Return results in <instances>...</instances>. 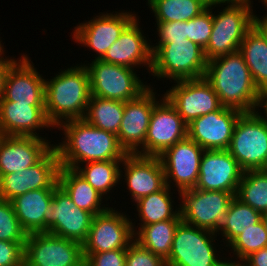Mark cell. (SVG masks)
<instances>
[{
	"label": "cell",
	"instance_id": "1",
	"mask_svg": "<svg viewBox=\"0 0 267 266\" xmlns=\"http://www.w3.org/2000/svg\"><path fill=\"white\" fill-rule=\"evenodd\" d=\"M58 128H62L65 135V141L54 145L61 167L76 169L80 163L123 160L127 155L117 135L98 129L85 119L63 121Z\"/></svg>",
	"mask_w": 267,
	"mask_h": 266
},
{
	"label": "cell",
	"instance_id": "2",
	"mask_svg": "<svg viewBox=\"0 0 267 266\" xmlns=\"http://www.w3.org/2000/svg\"><path fill=\"white\" fill-rule=\"evenodd\" d=\"M204 78L211 84L222 106L242 112L259 109L262 94L239 50L207 61Z\"/></svg>",
	"mask_w": 267,
	"mask_h": 266
},
{
	"label": "cell",
	"instance_id": "3",
	"mask_svg": "<svg viewBox=\"0 0 267 266\" xmlns=\"http://www.w3.org/2000/svg\"><path fill=\"white\" fill-rule=\"evenodd\" d=\"M90 96V76L84 64L67 68L49 81L45 80L48 121L58 127L63 120L84 119Z\"/></svg>",
	"mask_w": 267,
	"mask_h": 266
},
{
	"label": "cell",
	"instance_id": "4",
	"mask_svg": "<svg viewBox=\"0 0 267 266\" xmlns=\"http://www.w3.org/2000/svg\"><path fill=\"white\" fill-rule=\"evenodd\" d=\"M152 69L155 77L170 80L202 78L207 60L204 49L190 40H172L171 43L151 45Z\"/></svg>",
	"mask_w": 267,
	"mask_h": 266
},
{
	"label": "cell",
	"instance_id": "5",
	"mask_svg": "<svg viewBox=\"0 0 267 266\" xmlns=\"http://www.w3.org/2000/svg\"><path fill=\"white\" fill-rule=\"evenodd\" d=\"M251 0H225L228 5L213 14V27L207 47V61L238 51L246 33L253 27Z\"/></svg>",
	"mask_w": 267,
	"mask_h": 266
},
{
	"label": "cell",
	"instance_id": "6",
	"mask_svg": "<svg viewBox=\"0 0 267 266\" xmlns=\"http://www.w3.org/2000/svg\"><path fill=\"white\" fill-rule=\"evenodd\" d=\"M229 153L243 171L267 165V119L258 111L243 112L234 127Z\"/></svg>",
	"mask_w": 267,
	"mask_h": 266
},
{
	"label": "cell",
	"instance_id": "7",
	"mask_svg": "<svg viewBox=\"0 0 267 266\" xmlns=\"http://www.w3.org/2000/svg\"><path fill=\"white\" fill-rule=\"evenodd\" d=\"M182 198L180 217L188 225L216 234L225 222L231 200L235 197L225 191L199 190L196 188L179 192Z\"/></svg>",
	"mask_w": 267,
	"mask_h": 266
},
{
	"label": "cell",
	"instance_id": "8",
	"mask_svg": "<svg viewBox=\"0 0 267 266\" xmlns=\"http://www.w3.org/2000/svg\"><path fill=\"white\" fill-rule=\"evenodd\" d=\"M91 96L129 101L137 98L149 86L137 77L135 69L95 59L88 66Z\"/></svg>",
	"mask_w": 267,
	"mask_h": 266
},
{
	"label": "cell",
	"instance_id": "9",
	"mask_svg": "<svg viewBox=\"0 0 267 266\" xmlns=\"http://www.w3.org/2000/svg\"><path fill=\"white\" fill-rule=\"evenodd\" d=\"M215 235L182 221L175 231L166 266H221L224 261L216 256L217 250L212 243Z\"/></svg>",
	"mask_w": 267,
	"mask_h": 266
},
{
	"label": "cell",
	"instance_id": "10",
	"mask_svg": "<svg viewBox=\"0 0 267 266\" xmlns=\"http://www.w3.org/2000/svg\"><path fill=\"white\" fill-rule=\"evenodd\" d=\"M82 244L47 232L27 235L24 266H84Z\"/></svg>",
	"mask_w": 267,
	"mask_h": 266
},
{
	"label": "cell",
	"instance_id": "11",
	"mask_svg": "<svg viewBox=\"0 0 267 266\" xmlns=\"http://www.w3.org/2000/svg\"><path fill=\"white\" fill-rule=\"evenodd\" d=\"M60 161L53 146L36 164L23 171L0 175V199L12 201L15 197L37 189H55L58 186Z\"/></svg>",
	"mask_w": 267,
	"mask_h": 266
},
{
	"label": "cell",
	"instance_id": "12",
	"mask_svg": "<svg viewBox=\"0 0 267 266\" xmlns=\"http://www.w3.org/2000/svg\"><path fill=\"white\" fill-rule=\"evenodd\" d=\"M125 214L113 208L93 217L86 240L82 243L83 254H94L116 249H127L134 241L136 229Z\"/></svg>",
	"mask_w": 267,
	"mask_h": 266
},
{
	"label": "cell",
	"instance_id": "13",
	"mask_svg": "<svg viewBox=\"0 0 267 266\" xmlns=\"http://www.w3.org/2000/svg\"><path fill=\"white\" fill-rule=\"evenodd\" d=\"M93 217L92 213L77 207L58 185L50 202L46 232L82 244L88 236Z\"/></svg>",
	"mask_w": 267,
	"mask_h": 266
},
{
	"label": "cell",
	"instance_id": "14",
	"mask_svg": "<svg viewBox=\"0 0 267 266\" xmlns=\"http://www.w3.org/2000/svg\"><path fill=\"white\" fill-rule=\"evenodd\" d=\"M164 97L189 124L192 120L218 110L222 105L211 84L204 78L174 81Z\"/></svg>",
	"mask_w": 267,
	"mask_h": 266
},
{
	"label": "cell",
	"instance_id": "15",
	"mask_svg": "<svg viewBox=\"0 0 267 266\" xmlns=\"http://www.w3.org/2000/svg\"><path fill=\"white\" fill-rule=\"evenodd\" d=\"M151 88L149 86L137 98L125 102L117 139L127 154L144 156V142L151 113L158 103L156 93Z\"/></svg>",
	"mask_w": 267,
	"mask_h": 266
},
{
	"label": "cell",
	"instance_id": "16",
	"mask_svg": "<svg viewBox=\"0 0 267 266\" xmlns=\"http://www.w3.org/2000/svg\"><path fill=\"white\" fill-rule=\"evenodd\" d=\"M203 153L201 146L186 137L158 156L164 169L166 185L171 187L170 183L174 182L178 192L195 188Z\"/></svg>",
	"mask_w": 267,
	"mask_h": 266
},
{
	"label": "cell",
	"instance_id": "17",
	"mask_svg": "<svg viewBox=\"0 0 267 266\" xmlns=\"http://www.w3.org/2000/svg\"><path fill=\"white\" fill-rule=\"evenodd\" d=\"M160 101L151 113L144 142V156L158 157L187 137L188 124L164 96Z\"/></svg>",
	"mask_w": 267,
	"mask_h": 266
},
{
	"label": "cell",
	"instance_id": "18",
	"mask_svg": "<svg viewBox=\"0 0 267 266\" xmlns=\"http://www.w3.org/2000/svg\"><path fill=\"white\" fill-rule=\"evenodd\" d=\"M242 113L221 106L216 111L192 120L187 127V137L204 150H228L235 124Z\"/></svg>",
	"mask_w": 267,
	"mask_h": 266
},
{
	"label": "cell",
	"instance_id": "19",
	"mask_svg": "<svg viewBox=\"0 0 267 266\" xmlns=\"http://www.w3.org/2000/svg\"><path fill=\"white\" fill-rule=\"evenodd\" d=\"M243 173L228 150H204L195 188L225 191L235 196Z\"/></svg>",
	"mask_w": 267,
	"mask_h": 266
},
{
	"label": "cell",
	"instance_id": "20",
	"mask_svg": "<svg viewBox=\"0 0 267 266\" xmlns=\"http://www.w3.org/2000/svg\"><path fill=\"white\" fill-rule=\"evenodd\" d=\"M96 17L77 25L72 32V38L79 44L91 48L98 55L96 59H101L136 15L121 11L116 14L101 13Z\"/></svg>",
	"mask_w": 267,
	"mask_h": 266
},
{
	"label": "cell",
	"instance_id": "21",
	"mask_svg": "<svg viewBox=\"0 0 267 266\" xmlns=\"http://www.w3.org/2000/svg\"><path fill=\"white\" fill-rule=\"evenodd\" d=\"M21 56L7 74L0 100L45 105V79L30 63L27 55Z\"/></svg>",
	"mask_w": 267,
	"mask_h": 266
},
{
	"label": "cell",
	"instance_id": "22",
	"mask_svg": "<svg viewBox=\"0 0 267 266\" xmlns=\"http://www.w3.org/2000/svg\"><path fill=\"white\" fill-rule=\"evenodd\" d=\"M124 179L136 202L161 190L165 185V174L159 157L127 154L123 161Z\"/></svg>",
	"mask_w": 267,
	"mask_h": 266
},
{
	"label": "cell",
	"instance_id": "23",
	"mask_svg": "<svg viewBox=\"0 0 267 266\" xmlns=\"http://www.w3.org/2000/svg\"><path fill=\"white\" fill-rule=\"evenodd\" d=\"M50 127L45 105L0 100V131L5 136L40 137L35 131Z\"/></svg>",
	"mask_w": 267,
	"mask_h": 266
},
{
	"label": "cell",
	"instance_id": "24",
	"mask_svg": "<svg viewBox=\"0 0 267 266\" xmlns=\"http://www.w3.org/2000/svg\"><path fill=\"white\" fill-rule=\"evenodd\" d=\"M137 17L124 29L120 37L106 51L102 61L134 69L137 65H145L152 69L151 45L143 36Z\"/></svg>",
	"mask_w": 267,
	"mask_h": 266
},
{
	"label": "cell",
	"instance_id": "25",
	"mask_svg": "<svg viewBox=\"0 0 267 266\" xmlns=\"http://www.w3.org/2000/svg\"><path fill=\"white\" fill-rule=\"evenodd\" d=\"M50 143L42 137L5 136L0 144V175L36 164L53 147Z\"/></svg>",
	"mask_w": 267,
	"mask_h": 266
},
{
	"label": "cell",
	"instance_id": "26",
	"mask_svg": "<svg viewBox=\"0 0 267 266\" xmlns=\"http://www.w3.org/2000/svg\"><path fill=\"white\" fill-rule=\"evenodd\" d=\"M54 189H37L15 197L11 202L27 234L46 232V219Z\"/></svg>",
	"mask_w": 267,
	"mask_h": 266
},
{
	"label": "cell",
	"instance_id": "27",
	"mask_svg": "<svg viewBox=\"0 0 267 266\" xmlns=\"http://www.w3.org/2000/svg\"><path fill=\"white\" fill-rule=\"evenodd\" d=\"M58 185L67 193L73 203L94 216L104 213L110 207H101L100 195L75 169L61 167L58 173Z\"/></svg>",
	"mask_w": 267,
	"mask_h": 266
},
{
	"label": "cell",
	"instance_id": "28",
	"mask_svg": "<svg viewBox=\"0 0 267 266\" xmlns=\"http://www.w3.org/2000/svg\"><path fill=\"white\" fill-rule=\"evenodd\" d=\"M239 51L250 70L253 82L261 94L267 91V41L253 26L245 35Z\"/></svg>",
	"mask_w": 267,
	"mask_h": 266
},
{
	"label": "cell",
	"instance_id": "29",
	"mask_svg": "<svg viewBox=\"0 0 267 266\" xmlns=\"http://www.w3.org/2000/svg\"><path fill=\"white\" fill-rule=\"evenodd\" d=\"M182 220H166L150 225L140 226L134 232V241L153 254L166 260L171 251L175 231Z\"/></svg>",
	"mask_w": 267,
	"mask_h": 266
},
{
	"label": "cell",
	"instance_id": "30",
	"mask_svg": "<svg viewBox=\"0 0 267 266\" xmlns=\"http://www.w3.org/2000/svg\"><path fill=\"white\" fill-rule=\"evenodd\" d=\"M171 187L165 185L161 190L136 201L141 226L166 220H182L179 208L173 211Z\"/></svg>",
	"mask_w": 267,
	"mask_h": 266
},
{
	"label": "cell",
	"instance_id": "31",
	"mask_svg": "<svg viewBox=\"0 0 267 266\" xmlns=\"http://www.w3.org/2000/svg\"><path fill=\"white\" fill-rule=\"evenodd\" d=\"M125 102L90 96L84 119L98 129L118 134Z\"/></svg>",
	"mask_w": 267,
	"mask_h": 266
},
{
	"label": "cell",
	"instance_id": "32",
	"mask_svg": "<svg viewBox=\"0 0 267 266\" xmlns=\"http://www.w3.org/2000/svg\"><path fill=\"white\" fill-rule=\"evenodd\" d=\"M211 0H148L156 22L188 21L209 7Z\"/></svg>",
	"mask_w": 267,
	"mask_h": 266
},
{
	"label": "cell",
	"instance_id": "33",
	"mask_svg": "<svg viewBox=\"0 0 267 266\" xmlns=\"http://www.w3.org/2000/svg\"><path fill=\"white\" fill-rule=\"evenodd\" d=\"M123 160L88 162L85 167L75 170L102 196L110 190L123 176L119 167Z\"/></svg>",
	"mask_w": 267,
	"mask_h": 266
},
{
	"label": "cell",
	"instance_id": "34",
	"mask_svg": "<svg viewBox=\"0 0 267 266\" xmlns=\"http://www.w3.org/2000/svg\"><path fill=\"white\" fill-rule=\"evenodd\" d=\"M262 215V213L234 197L228 206L225 222L218 230V232L222 231L221 235L225 237L223 240L226 239L225 241H227L226 246L228 247L244 230L259 223L262 220Z\"/></svg>",
	"mask_w": 267,
	"mask_h": 266
},
{
	"label": "cell",
	"instance_id": "35",
	"mask_svg": "<svg viewBox=\"0 0 267 266\" xmlns=\"http://www.w3.org/2000/svg\"><path fill=\"white\" fill-rule=\"evenodd\" d=\"M235 197L256 211L267 213V171H244Z\"/></svg>",
	"mask_w": 267,
	"mask_h": 266
},
{
	"label": "cell",
	"instance_id": "36",
	"mask_svg": "<svg viewBox=\"0 0 267 266\" xmlns=\"http://www.w3.org/2000/svg\"><path fill=\"white\" fill-rule=\"evenodd\" d=\"M233 254L243 261L250 254L267 247V231L261 220L237 236L229 245Z\"/></svg>",
	"mask_w": 267,
	"mask_h": 266
},
{
	"label": "cell",
	"instance_id": "37",
	"mask_svg": "<svg viewBox=\"0 0 267 266\" xmlns=\"http://www.w3.org/2000/svg\"><path fill=\"white\" fill-rule=\"evenodd\" d=\"M225 0H211L209 7L197 17L187 21V39L205 49L213 27L212 6L224 5Z\"/></svg>",
	"mask_w": 267,
	"mask_h": 266
},
{
	"label": "cell",
	"instance_id": "38",
	"mask_svg": "<svg viewBox=\"0 0 267 266\" xmlns=\"http://www.w3.org/2000/svg\"><path fill=\"white\" fill-rule=\"evenodd\" d=\"M23 230L11 201L0 199V241L26 242Z\"/></svg>",
	"mask_w": 267,
	"mask_h": 266
},
{
	"label": "cell",
	"instance_id": "39",
	"mask_svg": "<svg viewBox=\"0 0 267 266\" xmlns=\"http://www.w3.org/2000/svg\"><path fill=\"white\" fill-rule=\"evenodd\" d=\"M125 266H166L165 260L133 241L127 248Z\"/></svg>",
	"mask_w": 267,
	"mask_h": 266
},
{
	"label": "cell",
	"instance_id": "40",
	"mask_svg": "<svg viewBox=\"0 0 267 266\" xmlns=\"http://www.w3.org/2000/svg\"><path fill=\"white\" fill-rule=\"evenodd\" d=\"M127 249L83 254L84 266H125Z\"/></svg>",
	"mask_w": 267,
	"mask_h": 266
},
{
	"label": "cell",
	"instance_id": "41",
	"mask_svg": "<svg viewBox=\"0 0 267 266\" xmlns=\"http://www.w3.org/2000/svg\"><path fill=\"white\" fill-rule=\"evenodd\" d=\"M25 242L0 241V266H24Z\"/></svg>",
	"mask_w": 267,
	"mask_h": 266
},
{
	"label": "cell",
	"instance_id": "42",
	"mask_svg": "<svg viewBox=\"0 0 267 266\" xmlns=\"http://www.w3.org/2000/svg\"><path fill=\"white\" fill-rule=\"evenodd\" d=\"M158 43H171L172 40L187 39V21L157 22Z\"/></svg>",
	"mask_w": 267,
	"mask_h": 266
},
{
	"label": "cell",
	"instance_id": "43",
	"mask_svg": "<svg viewBox=\"0 0 267 266\" xmlns=\"http://www.w3.org/2000/svg\"><path fill=\"white\" fill-rule=\"evenodd\" d=\"M2 54L4 51L0 53V98L3 95L4 87H5V80L10 68L17 62V60L10 59V58H3Z\"/></svg>",
	"mask_w": 267,
	"mask_h": 266
},
{
	"label": "cell",
	"instance_id": "44",
	"mask_svg": "<svg viewBox=\"0 0 267 266\" xmlns=\"http://www.w3.org/2000/svg\"><path fill=\"white\" fill-rule=\"evenodd\" d=\"M244 262L246 266H267V247L250 254Z\"/></svg>",
	"mask_w": 267,
	"mask_h": 266
},
{
	"label": "cell",
	"instance_id": "45",
	"mask_svg": "<svg viewBox=\"0 0 267 266\" xmlns=\"http://www.w3.org/2000/svg\"><path fill=\"white\" fill-rule=\"evenodd\" d=\"M253 26L262 34V36L267 41V15L263 17L261 20L259 17L254 15Z\"/></svg>",
	"mask_w": 267,
	"mask_h": 266
},
{
	"label": "cell",
	"instance_id": "46",
	"mask_svg": "<svg viewBox=\"0 0 267 266\" xmlns=\"http://www.w3.org/2000/svg\"><path fill=\"white\" fill-rule=\"evenodd\" d=\"M264 109L265 118L267 119V91L262 94V100L260 104V108Z\"/></svg>",
	"mask_w": 267,
	"mask_h": 266
},
{
	"label": "cell",
	"instance_id": "47",
	"mask_svg": "<svg viewBox=\"0 0 267 266\" xmlns=\"http://www.w3.org/2000/svg\"><path fill=\"white\" fill-rule=\"evenodd\" d=\"M221 266H246V265H245V263H243V262H242V263H240V262H239V263H236L235 261H233V262H232V261L229 262V260H228V261L225 260V261L221 264Z\"/></svg>",
	"mask_w": 267,
	"mask_h": 266
},
{
	"label": "cell",
	"instance_id": "48",
	"mask_svg": "<svg viewBox=\"0 0 267 266\" xmlns=\"http://www.w3.org/2000/svg\"><path fill=\"white\" fill-rule=\"evenodd\" d=\"M262 221H263L264 226H265V229H266V231H267V213H264V214L262 215Z\"/></svg>",
	"mask_w": 267,
	"mask_h": 266
},
{
	"label": "cell",
	"instance_id": "49",
	"mask_svg": "<svg viewBox=\"0 0 267 266\" xmlns=\"http://www.w3.org/2000/svg\"><path fill=\"white\" fill-rule=\"evenodd\" d=\"M5 135L0 131V144L2 143Z\"/></svg>",
	"mask_w": 267,
	"mask_h": 266
},
{
	"label": "cell",
	"instance_id": "50",
	"mask_svg": "<svg viewBox=\"0 0 267 266\" xmlns=\"http://www.w3.org/2000/svg\"><path fill=\"white\" fill-rule=\"evenodd\" d=\"M261 2H263V4H265L264 6H266V9H267V0H261Z\"/></svg>",
	"mask_w": 267,
	"mask_h": 266
},
{
	"label": "cell",
	"instance_id": "51",
	"mask_svg": "<svg viewBox=\"0 0 267 266\" xmlns=\"http://www.w3.org/2000/svg\"><path fill=\"white\" fill-rule=\"evenodd\" d=\"M3 47H2V44H1V41H0V53L3 51Z\"/></svg>",
	"mask_w": 267,
	"mask_h": 266
}]
</instances>
